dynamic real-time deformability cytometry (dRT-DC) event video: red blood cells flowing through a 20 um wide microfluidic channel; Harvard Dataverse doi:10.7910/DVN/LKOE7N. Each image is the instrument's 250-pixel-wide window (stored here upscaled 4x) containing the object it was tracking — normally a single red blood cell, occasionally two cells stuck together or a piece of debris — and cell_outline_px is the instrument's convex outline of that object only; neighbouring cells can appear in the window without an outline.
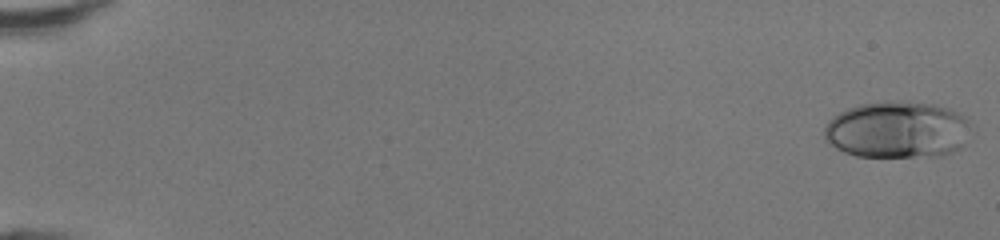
{"species": "human", "species_latin": "Homo sapiens", "temperature_condition": "room temperature", "stored_images_in_passage": 48, "camera_frame_rate_fps": 3000, "um_per_image_px": 0.085, "donor": {"sex": "female"}, "frame": {"image": 1, "passage_image": 1, "time_ms": 0.0, "image_size_px": [1000, 240], "cell_outline_px": [[968, 124], [964, 144], [960, 148], [944, 156], [856, 156], [844, 152], [836, 148], [824, 140], [824, 128], [828, 120], [832, 116], [848, 108], [860, 104], [888, 100], [908, 100], [936, 104], [952, 108], [964, 116], [968, 120]], "centroid_in_image_um": [76.25, 11.0], "position_along_channel_um": 8.7, "area_um2": 49.13}}
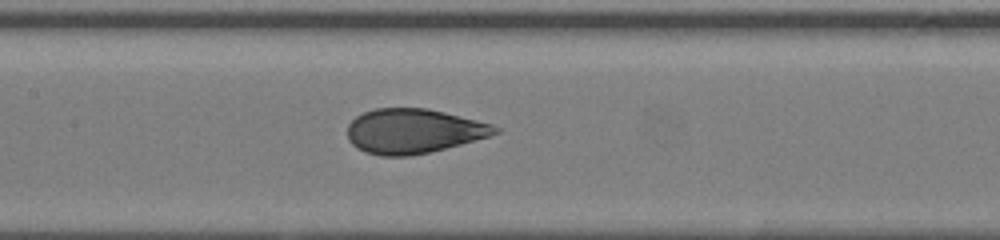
{"frame": {"image": 2, "passage_image": 25, "time_ms": 8.0, "image_size_px": [1000, 240], "cell_outline_px": [[500, 132], [488, 136], [460, 144], [428, 152], [408, 156], [380, 156], [364, 152], [356, 148], [348, 140], [348, 124], [356, 116], [372, 108], [428, 108], [492, 124], [500, 128]], "centroid_in_image_um": [35.1, 11.14], "position_along_channel_um": 172.3, "area_um2": 38.26}}
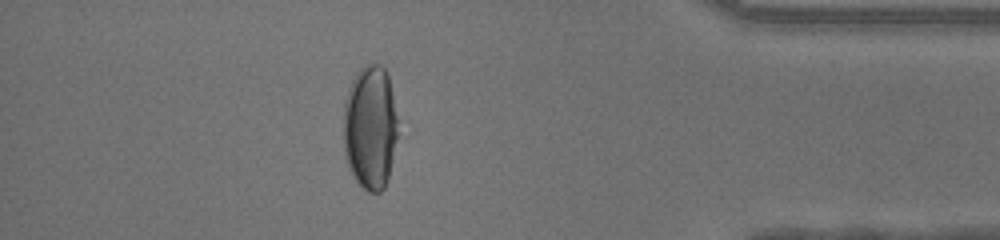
{"frame": {"image": 3, "passage_image": 43, "time_ms": 14.0, "image_size_px": [1000, 240], "cell_outline_px": [[396, 136], [388, 180], [384, 188], [380, 192], [368, 192], [352, 176], [348, 168], [344, 156], [344, 100], [348, 88], [356, 72], [360, 68], [368, 64], [380, 64], [384, 68], [388, 76], [396, 116]], "centroid_in_image_um": [31.43, 10.84], "position_along_channel_um": 403.8, "area_um2": 39.25}, "authors_computed_cell_mechanics": {"area_um2": 40.6912, "velocity_mm_per_s": 4.3496, "shape_relaxation_time_tau1_ms": 6.1951, "shape_relaxation_time_tau2_ms": null, "deformation_change_tau1": 0.2341, "deformation_change_tau2": null}}